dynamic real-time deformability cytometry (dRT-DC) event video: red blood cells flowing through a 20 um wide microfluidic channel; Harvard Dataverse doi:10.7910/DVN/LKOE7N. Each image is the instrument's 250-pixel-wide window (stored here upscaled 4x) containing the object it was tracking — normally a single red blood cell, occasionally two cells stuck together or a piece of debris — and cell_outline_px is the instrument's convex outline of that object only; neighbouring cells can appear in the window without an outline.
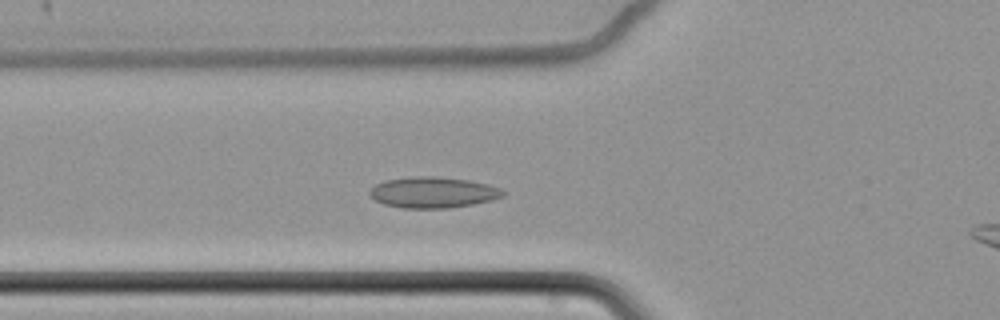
{"species": "common noctule bat (a hibernating species)", "species_latin": "Nyctalus noctula", "temperature_condition": "cold", "stored_images_in_passage": 46, "camera_frame_rate_fps": 3000, "um_per_image_px": 0.085, "animal": {"sex": "female", "body_mass_g": 22.7, "forearm_length_mm": 54.2}, "frame": {"image": 1, "passage_image": 13, "time_ms": 4.0, "image_size_px": [1000, 320], "cell_outline_px": [[508, 192], [504, 196], [492, 200], [472, 204], [448, 208], [404, 208], [384, 204], [376, 200], [368, 192], [376, 184], [384, 180], [416, 176], [436, 176], [468, 180], [488, 184], [500, 188]], "centroid_in_image_um": [36.85, 16.35], "position_along_channel_um": 89.0, "area_um2": 24.04}}
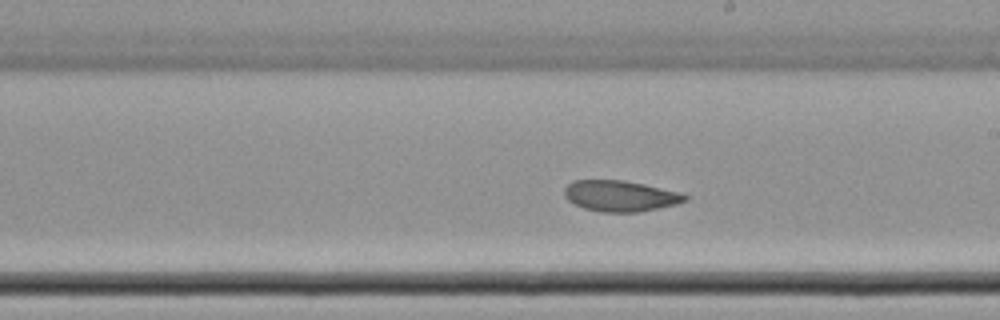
{"frame": {"image": 2, "passage_image": 26, "time_ms": 8.333, "image_size_px": [1000, 320], "cell_outline_px": [[688, 200], [676, 204], [640, 212], [600, 212], [584, 208], [568, 200], [564, 196], [564, 188], [572, 180], [624, 180], [644, 184], [680, 192], [688, 196]], "centroid_in_image_um": [52.72, 16.65], "position_along_channel_um": 236.3, "area_um2": 21.79}}
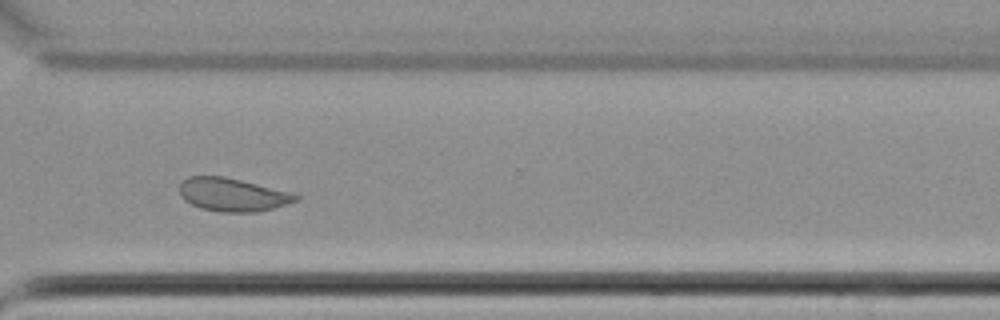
{"frame": {"image": 3, "passage_image": 36, "time_ms": 11.667, "image_size_px": [1000, 320], "cell_outline_px": [[300, 200], [272, 208], [256, 212], [220, 212], [200, 208], [184, 200], [180, 196], [180, 184], [188, 176], [224, 176], [288, 192], [300, 196]], "centroid_in_image_um": [19.73, 16.55], "position_along_channel_um": 350.9, "area_um2": 22.25}}